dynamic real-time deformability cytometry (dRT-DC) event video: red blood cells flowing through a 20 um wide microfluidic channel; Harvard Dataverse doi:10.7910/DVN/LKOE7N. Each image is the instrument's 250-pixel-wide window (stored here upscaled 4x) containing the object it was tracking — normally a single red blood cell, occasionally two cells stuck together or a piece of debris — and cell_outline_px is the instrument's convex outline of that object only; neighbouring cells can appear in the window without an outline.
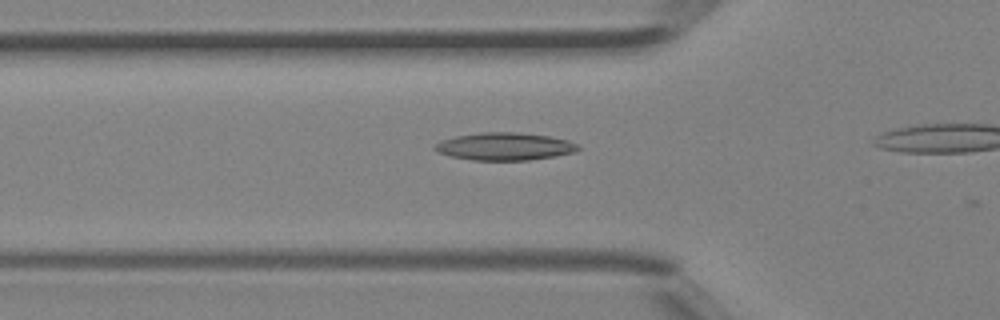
{"species": "Egyptian fruit bat (a non-hibernating species)", "species_latin": "Rousettus aegyptiacus", "temperature_condition": "room temperature", "stored_images_in_passage": 9, "camera_frame_rate_fps": 3000, "um_per_image_px": 0.085, "animal": {"sex": "female"}, "frame": {"image": 1, "passage_image": 2, "time_ms": 0.333, "image_size_px": [1000, 320], "cell_outline_px": [[580, 148], [576, 152], [556, 156], [528, 160], [472, 160], [448, 156], [436, 152], [432, 148], [432, 144], [440, 140], [456, 136], [480, 132], [520, 132], [548, 136], [568, 140], [580, 144]], "centroid_in_image_um": [42.86, 12.44], "position_along_channel_um": 82.9, "area_um2": 23.47}}
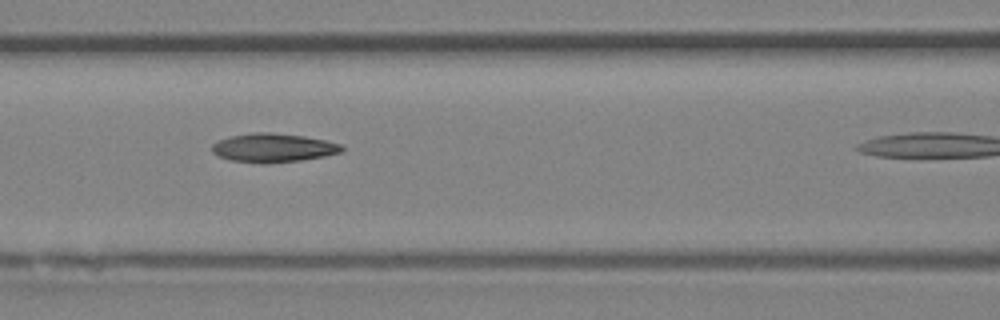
{"frame": {"image": 2, "passage_image": 6, "time_ms": 1.667, "image_size_px": [1000, 320], "cell_outline_px": [[344, 152], [324, 156], [300, 160], [268, 164], [260, 164], [228, 160], [212, 152], [212, 144], [216, 140], [232, 136], [252, 132], [268, 132], [304, 136], [324, 140], [340, 144], [344, 148]], "centroid_in_image_um": [23.2, 12.57], "position_along_channel_um": 143.4, "area_um2": 21.96}}
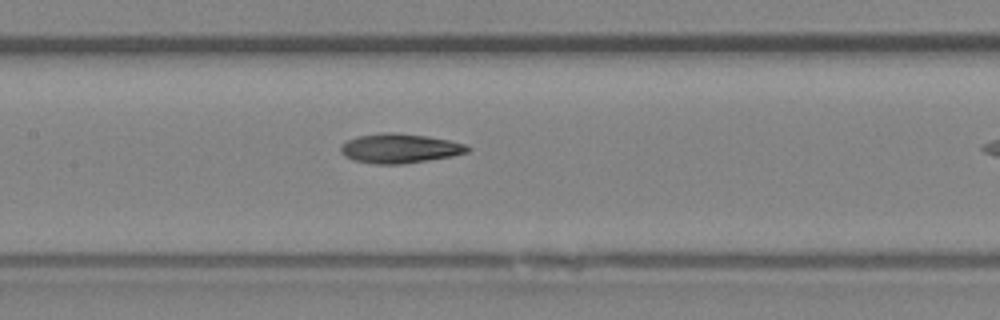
{"frame": {"image": 3, "passage_image": 8, "time_ms": 2.333, "image_size_px": [1000, 320], "cell_outline_px": [[472, 148], [468, 152], [452, 156], [428, 160], [400, 164], [376, 164], [352, 160], [344, 156], [340, 152], [340, 148], [348, 140], [356, 136], [380, 132], [396, 132], [428, 136], [448, 140], [464, 144]], "centroid_in_image_um": [33.96, 12.6], "position_along_channel_um": 173.4, "area_um2": 21.85}}